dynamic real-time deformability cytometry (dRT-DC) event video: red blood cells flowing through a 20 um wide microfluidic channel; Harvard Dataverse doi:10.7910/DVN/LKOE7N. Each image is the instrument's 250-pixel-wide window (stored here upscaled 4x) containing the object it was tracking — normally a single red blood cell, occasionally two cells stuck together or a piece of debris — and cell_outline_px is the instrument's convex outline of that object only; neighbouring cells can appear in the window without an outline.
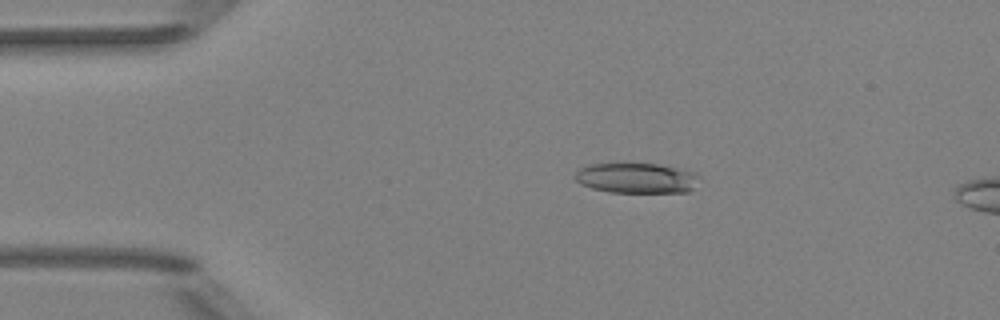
{"species": "Egyptian fruit bat (a non-hibernating species)", "species_latin": "Rousettus aegyptiacus", "temperature_condition": "room temperature", "stored_images_in_passage": 5, "camera_frame_rate_fps": 3000, "um_per_image_px": 0.085, "animal": {"sex": "female"}, "frame": {"image": 1, "passage_image": 3, "time_ms": 3.333, "image_size_px": [1000, 320], "cell_outline_px": [[700, 176], [692, 188], [688, 192], [608, 192], [592, 188], [580, 184], [576, 180], [576, 172], [580, 168], [592, 164], [660, 164], [696, 172]], "centroid_in_image_um": [54.12, 15.14], "position_along_channel_um": 30.9, "area_um2": 21.73}}